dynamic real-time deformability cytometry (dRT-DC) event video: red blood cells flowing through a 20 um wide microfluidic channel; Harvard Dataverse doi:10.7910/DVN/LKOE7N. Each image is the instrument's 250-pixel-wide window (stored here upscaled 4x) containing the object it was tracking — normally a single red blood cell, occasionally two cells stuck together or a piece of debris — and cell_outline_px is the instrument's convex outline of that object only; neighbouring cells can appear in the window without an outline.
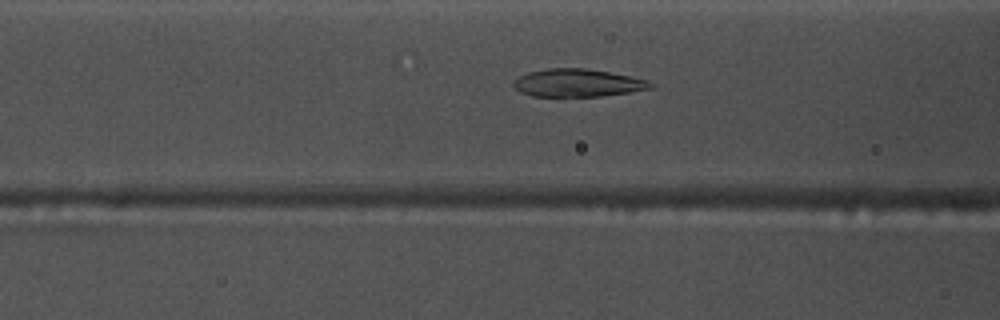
{"species": "common noctule bat (a hibernating species)", "species_latin": "Nyctalus noctula", "temperature_condition": "warm", "stored_images_in_passage": 38, "camera_frame_rate_fps": 3000, "um_per_image_px": 0.085, "animal": {"sex": "male", "body_mass_g": 17.5, "forearm_length_mm": 52.3}, "frame": {"image": 1, "passage_image": 5, "time_ms": 1.333, "image_size_px": [1000, 320], "cell_outline_px": [[652, 88], [628, 92], [600, 96], [532, 96], [520, 92], [512, 84], [512, 80], [528, 72], [548, 68], [584, 68], [608, 72], [628, 76], [644, 80], [652, 84]], "centroid_in_image_um": [49.01, 7.04], "position_along_channel_um": 117.6, "area_um2": 21.85}}
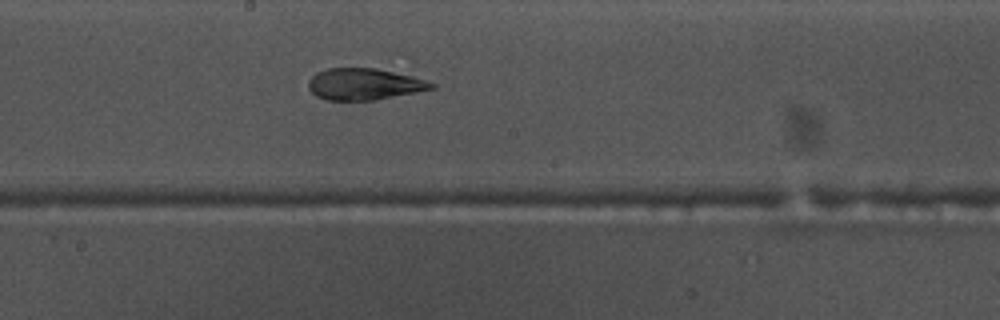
{"frame": {"image": 2, "passage_image": 13, "time_ms": 4.0, "image_size_px": [1000, 320], "cell_outline_px": [[436, 88], [416, 92], [372, 100], [324, 100], [316, 96], [308, 88], [308, 80], [316, 72], [328, 68], [376, 68], [412, 76], [436, 84]], "centroid_in_image_um": [30.92, 7.15], "position_along_channel_um": 217.3, "area_um2": 22.54}}
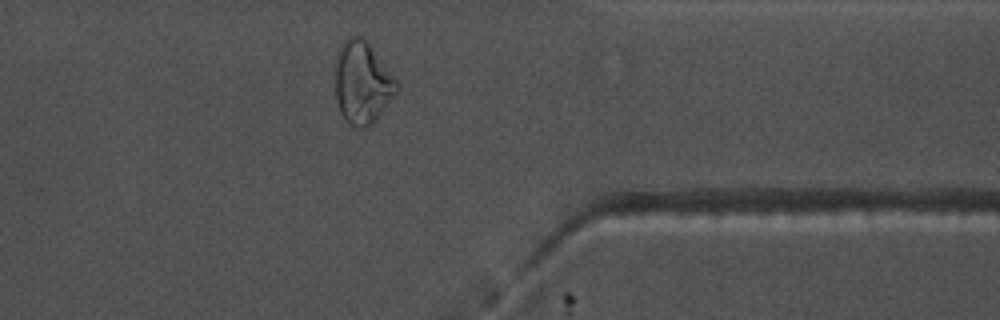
{"frame": {"image": 3, "passage_image": 27, "time_ms": 8.667, "image_size_px": [1000, 320], "cell_outline_px": [[400, 88], [372, 124], [368, 128], [356, 132], [344, 120], [340, 112], [336, 100], [336, 56], [340, 44], [348, 36], [364, 36], [400, 84]], "centroid_in_image_um": [30.79, 7.06], "position_along_channel_um": 380.6, "area_um2": 30.17}, "authors_computed_cell_mechanics": {"area_um2": 23.4379, "velocity_mm_per_s": 3.751, "shape_relaxation_time_tau1_ms": 3.6168, "shape_relaxation_time_tau2_ms": null, "deformation_change_tau1": 0.1725, "deformation_change_tau2": null}}